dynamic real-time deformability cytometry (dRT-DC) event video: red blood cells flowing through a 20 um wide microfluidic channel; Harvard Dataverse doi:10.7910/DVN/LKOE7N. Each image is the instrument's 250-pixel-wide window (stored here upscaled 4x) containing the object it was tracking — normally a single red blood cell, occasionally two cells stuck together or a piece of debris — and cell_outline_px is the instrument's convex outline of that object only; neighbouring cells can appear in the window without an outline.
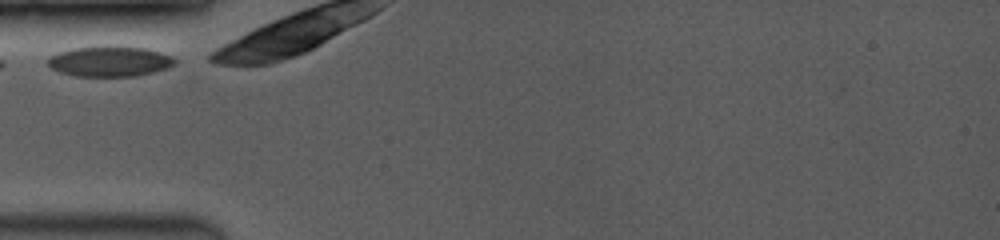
{"species": "common noctule bat (a hibernating species)", "species_latin": "Nyctalus noctula", "temperature_condition": "room temperature", "stored_images_in_passage": 16, "camera_frame_rate_fps": 3500, "um_per_image_px": 0.085, "animal": {"sex": "female", "body_mass_g": 19.0, "forearm_length_mm": 53.3}, "frame": {"image": 1, "passage_image": 1, "time_ms": 0.0, "image_size_px": [1000, 240], "cell_outline_px": [[176, 64], [168, 68], [136, 76], [76, 76], [60, 72], [52, 68], [44, 60], [60, 52], [72, 48], [144, 48], [160, 52], [172, 56], [176, 60]], "centroid_in_image_um": [9.34, 5.25], "position_along_channel_um": 75.7, "area_um2": 21.79}}